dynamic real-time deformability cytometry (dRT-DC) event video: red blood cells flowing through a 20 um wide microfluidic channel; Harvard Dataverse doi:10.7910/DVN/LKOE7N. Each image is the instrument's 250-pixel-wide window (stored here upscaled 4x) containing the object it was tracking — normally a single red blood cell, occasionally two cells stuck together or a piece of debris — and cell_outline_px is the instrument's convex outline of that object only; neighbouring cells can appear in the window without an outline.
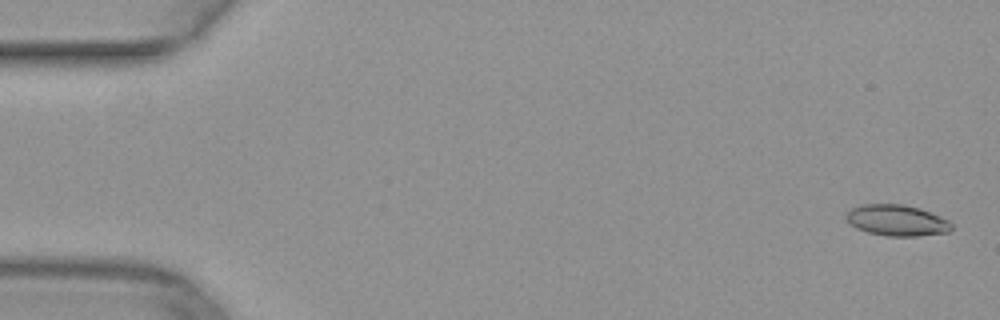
{"species": "common noctule bat (a hibernating species)", "species_latin": "Nyctalus noctula", "temperature_condition": "warm", "stored_images_in_passage": 51, "camera_frame_rate_fps": 3000, "um_per_image_px": 0.085, "animal": {"sex": "female", "body_mass_g": 29.2, "forearm_length_mm": 56.3}, "frame": {"image": 1, "passage_image": 2, "time_ms": 0.333, "image_size_px": [1000, 320], "cell_outline_px": [[952, 228], [948, 232], [920, 236], [888, 236], [868, 232], [856, 228], [848, 224], [844, 216], [852, 208], [864, 204], [904, 204], [920, 208], [940, 216], [948, 220], [952, 224]], "centroid_in_image_um": [76.22, 18.73], "position_along_channel_um": 8.8, "area_um2": 19.19}}
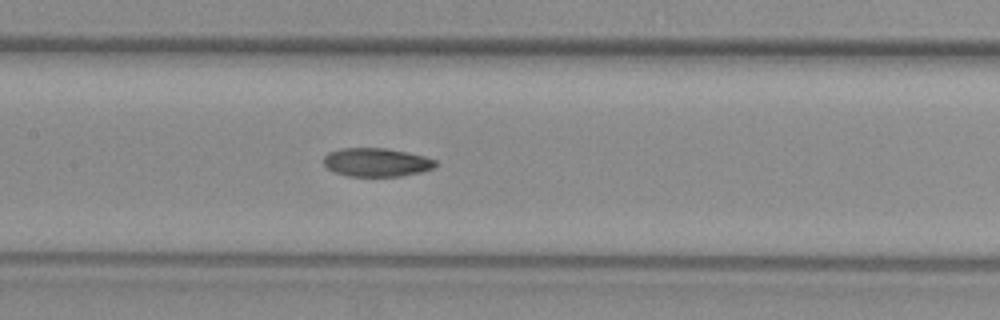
{"frame": {"image": 2, "passage_image": 25, "time_ms": 8.0, "image_size_px": [1000, 320], "cell_outline_px": [[436, 164], [432, 168], [420, 172], [400, 176], [348, 176], [336, 172], [328, 168], [324, 164], [324, 156], [328, 152], [340, 148], [384, 148], [408, 152], [424, 156], [436, 160]], "centroid_in_image_um": [31.98, 13.79], "position_along_channel_um": 175.4, "area_um2": 18.5}}
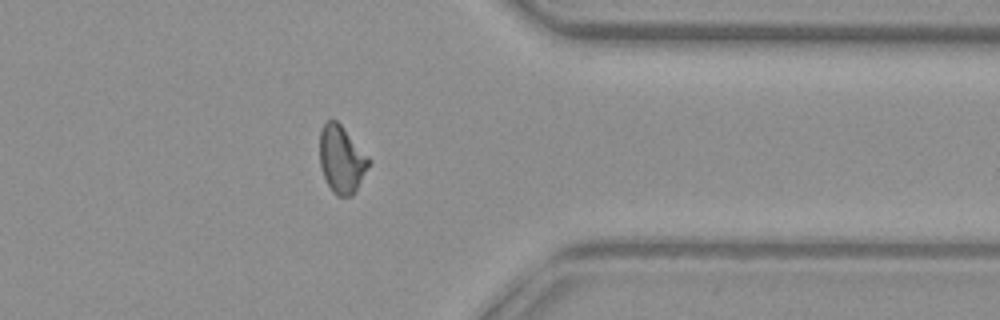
{"frame": {"image": 3, "passage_image": 41, "time_ms": 13.333, "image_size_px": [1000, 320], "cell_outline_px": [[372, 160], [352, 196], [336, 196], [332, 192], [324, 176], [320, 164], [320, 132], [324, 124], [328, 120], [336, 120], [340, 124]], "centroid_in_image_um": [29.03, 13.55], "position_along_channel_um": 382.4, "area_um2": 19.02}}